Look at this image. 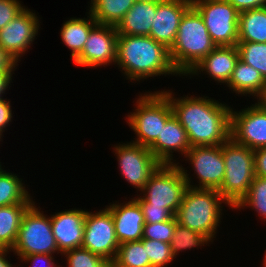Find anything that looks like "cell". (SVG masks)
I'll use <instances>...</instances> for the list:
<instances>
[{"label":"cell","instance_id":"cell-1","mask_svg":"<svg viewBox=\"0 0 266 267\" xmlns=\"http://www.w3.org/2000/svg\"><path fill=\"white\" fill-rule=\"evenodd\" d=\"M168 98L173 115L186 130L190 146H218L230 138V103L202 95L180 96L172 89L161 90ZM230 105V106H229Z\"/></svg>","mask_w":266,"mask_h":267},{"label":"cell","instance_id":"cell-2","mask_svg":"<svg viewBox=\"0 0 266 267\" xmlns=\"http://www.w3.org/2000/svg\"><path fill=\"white\" fill-rule=\"evenodd\" d=\"M114 67L133 84L158 76L181 77L171 63L169 49L150 36L118 34Z\"/></svg>","mask_w":266,"mask_h":267},{"label":"cell","instance_id":"cell-3","mask_svg":"<svg viewBox=\"0 0 266 267\" xmlns=\"http://www.w3.org/2000/svg\"><path fill=\"white\" fill-rule=\"evenodd\" d=\"M224 205L233 211L217 189L188 187L175 218L177 223L205 235L213 243L224 218Z\"/></svg>","mask_w":266,"mask_h":267},{"label":"cell","instance_id":"cell-4","mask_svg":"<svg viewBox=\"0 0 266 267\" xmlns=\"http://www.w3.org/2000/svg\"><path fill=\"white\" fill-rule=\"evenodd\" d=\"M215 47L202 16L191 6L182 16L175 41L169 49L173 67L185 79Z\"/></svg>","mask_w":266,"mask_h":267},{"label":"cell","instance_id":"cell-5","mask_svg":"<svg viewBox=\"0 0 266 267\" xmlns=\"http://www.w3.org/2000/svg\"><path fill=\"white\" fill-rule=\"evenodd\" d=\"M133 101V111L123 117L136 135L133 143L150 147L162 131V126L173 115L169 98L159 89L138 92Z\"/></svg>","mask_w":266,"mask_h":267},{"label":"cell","instance_id":"cell-6","mask_svg":"<svg viewBox=\"0 0 266 267\" xmlns=\"http://www.w3.org/2000/svg\"><path fill=\"white\" fill-rule=\"evenodd\" d=\"M222 155L225 175L218 191L234 208L247 194L255 178L254 152L229 138L222 144Z\"/></svg>","mask_w":266,"mask_h":267},{"label":"cell","instance_id":"cell-7","mask_svg":"<svg viewBox=\"0 0 266 267\" xmlns=\"http://www.w3.org/2000/svg\"><path fill=\"white\" fill-rule=\"evenodd\" d=\"M37 204L35 201L22 217L17 240L11 250L13 257L60 253L53 235L50 215Z\"/></svg>","mask_w":266,"mask_h":267},{"label":"cell","instance_id":"cell-8","mask_svg":"<svg viewBox=\"0 0 266 267\" xmlns=\"http://www.w3.org/2000/svg\"><path fill=\"white\" fill-rule=\"evenodd\" d=\"M182 159L179 161H186L185 163L191 167L189 170L194 171L191 174L186 167H183L184 164L177 163L188 187L217 190L221 187L225 175L222 144L218 146H192ZM190 174L192 177L194 176L193 179ZM195 177L196 180H194Z\"/></svg>","mask_w":266,"mask_h":267},{"label":"cell","instance_id":"cell-9","mask_svg":"<svg viewBox=\"0 0 266 267\" xmlns=\"http://www.w3.org/2000/svg\"><path fill=\"white\" fill-rule=\"evenodd\" d=\"M187 188L178 164H161L138 193L151 206L167 208L175 216Z\"/></svg>","mask_w":266,"mask_h":267},{"label":"cell","instance_id":"cell-10","mask_svg":"<svg viewBox=\"0 0 266 267\" xmlns=\"http://www.w3.org/2000/svg\"><path fill=\"white\" fill-rule=\"evenodd\" d=\"M216 46H237L239 12L227 0H191Z\"/></svg>","mask_w":266,"mask_h":267},{"label":"cell","instance_id":"cell-11","mask_svg":"<svg viewBox=\"0 0 266 267\" xmlns=\"http://www.w3.org/2000/svg\"><path fill=\"white\" fill-rule=\"evenodd\" d=\"M112 147V153L117 159L119 175L128 185L137 189L134 193L138 194L161 163L149 147L131 141L115 143Z\"/></svg>","mask_w":266,"mask_h":267},{"label":"cell","instance_id":"cell-12","mask_svg":"<svg viewBox=\"0 0 266 267\" xmlns=\"http://www.w3.org/2000/svg\"><path fill=\"white\" fill-rule=\"evenodd\" d=\"M253 102V104H252ZM238 111L231 108L230 138L251 150L266 147V107L260 100H252Z\"/></svg>","mask_w":266,"mask_h":267},{"label":"cell","instance_id":"cell-13","mask_svg":"<svg viewBox=\"0 0 266 267\" xmlns=\"http://www.w3.org/2000/svg\"><path fill=\"white\" fill-rule=\"evenodd\" d=\"M39 13L26 7L4 28L0 29V46L19 64L40 35ZM39 33V34H38ZM37 36V37H36ZM20 61V62H19Z\"/></svg>","mask_w":266,"mask_h":267},{"label":"cell","instance_id":"cell-14","mask_svg":"<svg viewBox=\"0 0 266 267\" xmlns=\"http://www.w3.org/2000/svg\"><path fill=\"white\" fill-rule=\"evenodd\" d=\"M119 245L111 211L106 206L98 211L87 210L82 247L111 263Z\"/></svg>","mask_w":266,"mask_h":267},{"label":"cell","instance_id":"cell-15","mask_svg":"<svg viewBox=\"0 0 266 267\" xmlns=\"http://www.w3.org/2000/svg\"><path fill=\"white\" fill-rule=\"evenodd\" d=\"M117 37L115 26L97 24L90 31L82 52L73 60V64L85 69L115 65Z\"/></svg>","mask_w":266,"mask_h":267},{"label":"cell","instance_id":"cell-16","mask_svg":"<svg viewBox=\"0 0 266 267\" xmlns=\"http://www.w3.org/2000/svg\"><path fill=\"white\" fill-rule=\"evenodd\" d=\"M83 209L75 207L50 214L59 256H62L65 251L82 247L87 213V210Z\"/></svg>","mask_w":266,"mask_h":267},{"label":"cell","instance_id":"cell-17","mask_svg":"<svg viewBox=\"0 0 266 267\" xmlns=\"http://www.w3.org/2000/svg\"><path fill=\"white\" fill-rule=\"evenodd\" d=\"M238 60L237 46H216L192 69L186 78L194 79L196 77L198 79L205 74V78L208 77L210 82L213 80L217 85H226Z\"/></svg>","mask_w":266,"mask_h":267},{"label":"cell","instance_id":"cell-18","mask_svg":"<svg viewBox=\"0 0 266 267\" xmlns=\"http://www.w3.org/2000/svg\"><path fill=\"white\" fill-rule=\"evenodd\" d=\"M191 6V0L157 2V11L149 36L170 49L175 41L181 18Z\"/></svg>","mask_w":266,"mask_h":267},{"label":"cell","instance_id":"cell-19","mask_svg":"<svg viewBox=\"0 0 266 267\" xmlns=\"http://www.w3.org/2000/svg\"><path fill=\"white\" fill-rule=\"evenodd\" d=\"M105 205L112 213L115 235L119 244L139 241L143 237L144 216L138 201L131 197ZM121 201H123L121 203Z\"/></svg>","mask_w":266,"mask_h":267},{"label":"cell","instance_id":"cell-20","mask_svg":"<svg viewBox=\"0 0 266 267\" xmlns=\"http://www.w3.org/2000/svg\"><path fill=\"white\" fill-rule=\"evenodd\" d=\"M190 148L187 132L174 115L162 126V131L157 140L149 147L152 154L161 164L179 163V158L184 157ZM174 153L179 156L178 160L175 158L176 154Z\"/></svg>","mask_w":266,"mask_h":267},{"label":"cell","instance_id":"cell-21","mask_svg":"<svg viewBox=\"0 0 266 267\" xmlns=\"http://www.w3.org/2000/svg\"><path fill=\"white\" fill-rule=\"evenodd\" d=\"M225 86L229 89L228 93L231 91L238 97L248 96L249 99L253 97V101L260 100L266 92V81L260 72L240 59Z\"/></svg>","mask_w":266,"mask_h":267},{"label":"cell","instance_id":"cell-22","mask_svg":"<svg viewBox=\"0 0 266 267\" xmlns=\"http://www.w3.org/2000/svg\"><path fill=\"white\" fill-rule=\"evenodd\" d=\"M157 3L135 2L116 26L120 35L149 36Z\"/></svg>","mask_w":266,"mask_h":267},{"label":"cell","instance_id":"cell-23","mask_svg":"<svg viewBox=\"0 0 266 267\" xmlns=\"http://www.w3.org/2000/svg\"><path fill=\"white\" fill-rule=\"evenodd\" d=\"M83 17L66 18L60 29L61 43L66 46L72 61L82 52L90 31L98 24L93 16L87 11ZM87 16V18L85 17Z\"/></svg>","mask_w":266,"mask_h":267},{"label":"cell","instance_id":"cell-24","mask_svg":"<svg viewBox=\"0 0 266 267\" xmlns=\"http://www.w3.org/2000/svg\"><path fill=\"white\" fill-rule=\"evenodd\" d=\"M0 168V207L15 204H33L34 193H30V185L25 184L23 177L17 173ZM28 186V187H27ZM27 187V188H26ZM34 198V199H33Z\"/></svg>","mask_w":266,"mask_h":267},{"label":"cell","instance_id":"cell-25","mask_svg":"<svg viewBox=\"0 0 266 267\" xmlns=\"http://www.w3.org/2000/svg\"><path fill=\"white\" fill-rule=\"evenodd\" d=\"M88 12L98 24L117 26L135 0H89ZM90 5V6H89Z\"/></svg>","mask_w":266,"mask_h":267},{"label":"cell","instance_id":"cell-26","mask_svg":"<svg viewBox=\"0 0 266 267\" xmlns=\"http://www.w3.org/2000/svg\"><path fill=\"white\" fill-rule=\"evenodd\" d=\"M238 42L266 43V6L240 12Z\"/></svg>","mask_w":266,"mask_h":267},{"label":"cell","instance_id":"cell-27","mask_svg":"<svg viewBox=\"0 0 266 267\" xmlns=\"http://www.w3.org/2000/svg\"><path fill=\"white\" fill-rule=\"evenodd\" d=\"M32 204H15L0 207V247H14L22 217Z\"/></svg>","mask_w":266,"mask_h":267},{"label":"cell","instance_id":"cell-28","mask_svg":"<svg viewBox=\"0 0 266 267\" xmlns=\"http://www.w3.org/2000/svg\"><path fill=\"white\" fill-rule=\"evenodd\" d=\"M111 267H151L146 249L141 240L119 245Z\"/></svg>","mask_w":266,"mask_h":267},{"label":"cell","instance_id":"cell-29","mask_svg":"<svg viewBox=\"0 0 266 267\" xmlns=\"http://www.w3.org/2000/svg\"><path fill=\"white\" fill-rule=\"evenodd\" d=\"M209 244L214 243L205 235L177 223L170 242V247L176 260L180 256V252H188V250L191 251L194 248H200L201 250L204 246H210Z\"/></svg>","mask_w":266,"mask_h":267},{"label":"cell","instance_id":"cell-30","mask_svg":"<svg viewBox=\"0 0 266 267\" xmlns=\"http://www.w3.org/2000/svg\"><path fill=\"white\" fill-rule=\"evenodd\" d=\"M250 208L256 212L259 219L266 221V177H255L247 194L233 208L240 211Z\"/></svg>","mask_w":266,"mask_h":267},{"label":"cell","instance_id":"cell-31","mask_svg":"<svg viewBox=\"0 0 266 267\" xmlns=\"http://www.w3.org/2000/svg\"><path fill=\"white\" fill-rule=\"evenodd\" d=\"M239 59L260 72L266 81V43L238 42Z\"/></svg>","mask_w":266,"mask_h":267},{"label":"cell","instance_id":"cell-32","mask_svg":"<svg viewBox=\"0 0 266 267\" xmlns=\"http://www.w3.org/2000/svg\"><path fill=\"white\" fill-rule=\"evenodd\" d=\"M61 260L66 261V267H111V263L105 258L92 253L90 250L78 247L65 251Z\"/></svg>","mask_w":266,"mask_h":267},{"label":"cell","instance_id":"cell-33","mask_svg":"<svg viewBox=\"0 0 266 267\" xmlns=\"http://www.w3.org/2000/svg\"><path fill=\"white\" fill-rule=\"evenodd\" d=\"M141 241L146 249L151 267H168L176 261L169 243L144 238Z\"/></svg>","mask_w":266,"mask_h":267},{"label":"cell","instance_id":"cell-34","mask_svg":"<svg viewBox=\"0 0 266 267\" xmlns=\"http://www.w3.org/2000/svg\"><path fill=\"white\" fill-rule=\"evenodd\" d=\"M176 224L177 220L175 216L171 220L161 223H145L142 238L163 241L170 244Z\"/></svg>","mask_w":266,"mask_h":267},{"label":"cell","instance_id":"cell-35","mask_svg":"<svg viewBox=\"0 0 266 267\" xmlns=\"http://www.w3.org/2000/svg\"><path fill=\"white\" fill-rule=\"evenodd\" d=\"M134 198L141 206L145 223H161L171 220L174 215L164 207L151 206L139 193Z\"/></svg>","mask_w":266,"mask_h":267},{"label":"cell","instance_id":"cell-36","mask_svg":"<svg viewBox=\"0 0 266 267\" xmlns=\"http://www.w3.org/2000/svg\"><path fill=\"white\" fill-rule=\"evenodd\" d=\"M26 7L21 0H0V29L4 28Z\"/></svg>","mask_w":266,"mask_h":267},{"label":"cell","instance_id":"cell-37","mask_svg":"<svg viewBox=\"0 0 266 267\" xmlns=\"http://www.w3.org/2000/svg\"><path fill=\"white\" fill-rule=\"evenodd\" d=\"M55 258H57V256L50 254H30L23 257H16V259L19 260V267H25L26 264L28 266V263L30 267H62L60 263L65 261L58 262Z\"/></svg>","mask_w":266,"mask_h":267},{"label":"cell","instance_id":"cell-38","mask_svg":"<svg viewBox=\"0 0 266 267\" xmlns=\"http://www.w3.org/2000/svg\"><path fill=\"white\" fill-rule=\"evenodd\" d=\"M9 100L7 98L0 99V132L3 134L8 130L7 127L13 122L15 116L11 100Z\"/></svg>","mask_w":266,"mask_h":267},{"label":"cell","instance_id":"cell-39","mask_svg":"<svg viewBox=\"0 0 266 267\" xmlns=\"http://www.w3.org/2000/svg\"><path fill=\"white\" fill-rule=\"evenodd\" d=\"M255 177H266V147L253 150Z\"/></svg>","mask_w":266,"mask_h":267},{"label":"cell","instance_id":"cell-40","mask_svg":"<svg viewBox=\"0 0 266 267\" xmlns=\"http://www.w3.org/2000/svg\"><path fill=\"white\" fill-rule=\"evenodd\" d=\"M238 12H243L251 9L262 8L266 6V0H227Z\"/></svg>","mask_w":266,"mask_h":267},{"label":"cell","instance_id":"cell-41","mask_svg":"<svg viewBox=\"0 0 266 267\" xmlns=\"http://www.w3.org/2000/svg\"><path fill=\"white\" fill-rule=\"evenodd\" d=\"M18 63L0 46V71H16Z\"/></svg>","mask_w":266,"mask_h":267},{"label":"cell","instance_id":"cell-42","mask_svg":"<svg viewBox=\"0 0 266 267\" xmlns=\"http://www.w3.org/2000/svg\"><path fill=\"white\" fill-rule=\"evenodd\" d=\"M15 71H0V99L6 96L13 83ZM5 95V96H4Z\"/></svg>","mask_w":266,"mask_h":267},{"label":"cell","instance_id":"cell-43","mask_svg":"<svg viewBox=\"0 0 266 267\" xmlns=\"http://www.w3.org/2000/svg\"><path fill=\"white\" fill-rule=\"evenodd\" d=\"M11 250L10 249H6V248H2L0 247V267H19V265L17 263H15L14 265L11 263ZM9 259V260H8Z\"/></svg>","mask_w":266,"mask_h":267},{"label":"cell","instance_id":"cell-44","mask_svg":"<svg viewBox=\"0 0 266 267\" xmlns=\"http://www.w3.org/2000/svg\"><path fill=\"white\" fill-rule=\"evenodd\" d=\"M163 0H135V2H147V3H157Z\"/></svg>","mask_w":266,"mask_h":267},{"label":"cell","instance_id":"cell-45","mask_svg":"<svg viewBox=\"0 0 266 267\" xmlns=\"http://www.w3.org/2000/svg\"><path fill=\"white\" fill-rule=\"evenodd\" d=\"M265 253H264V257H262L263 259H262V261L263 262H261L262 264V267H266V249H265V251H264Z\"/></svg>","mask_w":266,"mask_h":267},{"label":"cell","instance_id":"cell-46","mask_svg":"<svg viewBox=\"0 0 266 267\" xmlns=\"http://www.w3.org/2000/svg\"><path fill=\"white\" fill-rule=\"evenodd\" d=\"M260 101L262 102V104L266 107V92L263 95V97L260 99Z\"/></svg>","mask_w":266,"mask_h":267},{"label":"cell","instance_id":"cell-47","mask_svg":"<svg viewBox=\"0 0 266 267\" xmlns=\"http://www.w3.org/2000/svg\"><path fill=\"white\" fill-rule=\"evenodd\" d=\"M3 137H4V134L2 132H0V145L3 144L1 142H3Z\"/></svg>","mask_w":266,"mask_h":267}]
</instances>
